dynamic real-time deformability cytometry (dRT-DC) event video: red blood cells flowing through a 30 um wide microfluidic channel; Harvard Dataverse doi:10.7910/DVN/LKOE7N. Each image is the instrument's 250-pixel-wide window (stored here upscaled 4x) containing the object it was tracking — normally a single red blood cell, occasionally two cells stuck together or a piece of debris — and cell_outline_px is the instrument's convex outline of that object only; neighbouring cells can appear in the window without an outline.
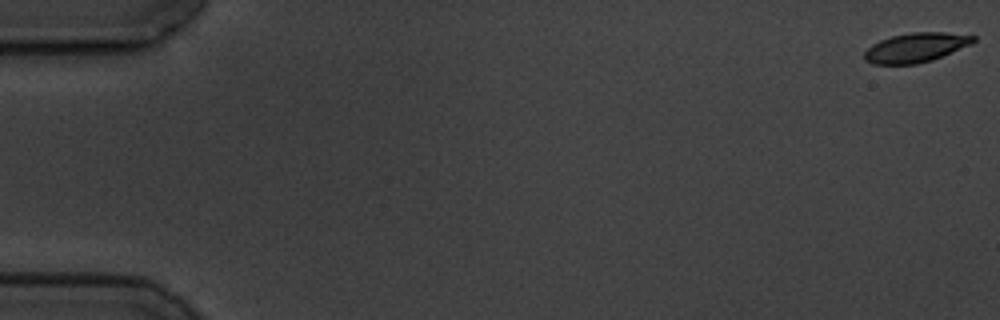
{"species": "common noctule bat (a hibernating species)", "species_latin": "Nyctalus noctula", "temperature_condition": "cold", "stored_images_in_passage": 6, "camera_frame_rate_fps": 3000, "um_per_image_px": 0.085, "animal": {"sex": "male", "body_mass_g": 19.5, "forearm_length_mm": 54.6}, "frame": {"image": 1, "passage_image": 1, "time_ms": 0.0, "image_size_px": [1000, 320], "cell_outline_px": [[976, 40], [972, 44], [932, 60], [916, 64], [872, 64], [864, 60], [864, 52], [872, 44], [880, 40], [892, 36], [912, 32], [944, 32], [976, 36]], "centroid_in_image_um": [77.84, 4.04], "position_along_channel_um": 7.2, "area_um2": 18.67}}
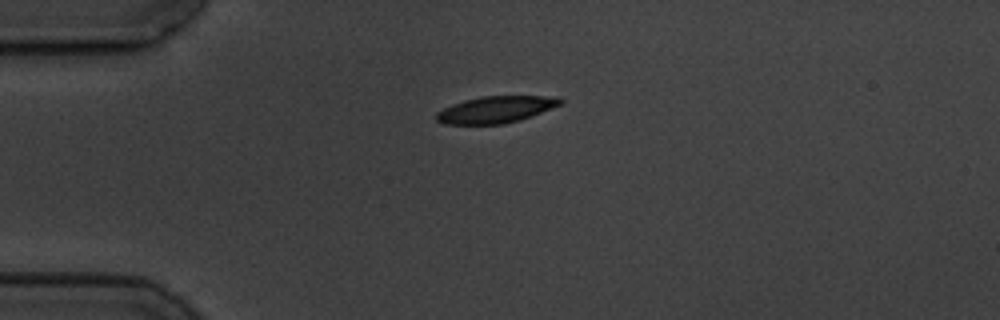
{"frame": {"image": 2, "passage_image": 5, "time_ms": 4.667, "image_size_px": [1000, 320], "cell_outline_px": [[564, 100], [560, 104], [520, 120], [504, 124], [444, 124], [436, 120], [436, 112], [452, 104], [464, 100], [480, 96], [556, 96]], "centroid_in_image_um": [42.11, 9.31], "position_along_channel_um": 42.9, "area_um2": 19.19}}